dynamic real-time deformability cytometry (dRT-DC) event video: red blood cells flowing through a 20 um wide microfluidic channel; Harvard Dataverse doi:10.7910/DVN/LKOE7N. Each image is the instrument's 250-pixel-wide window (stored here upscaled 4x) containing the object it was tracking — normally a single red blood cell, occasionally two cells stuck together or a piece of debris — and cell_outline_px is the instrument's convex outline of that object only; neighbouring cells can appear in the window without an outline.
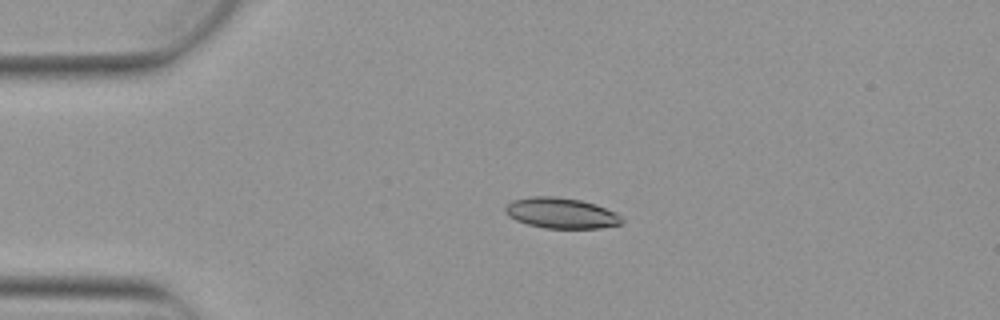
{"species": "Egyptian fruit bat (a non-hibernating species)", "species_latin": "Rousettus aegyptiacus", "temperature_condition": "warm", "stored_images_in_passage": 4, "camera_frame_rate_fps": 3000, "um_per_image_px": 0.085, "animal": {"sex": "female"}, "frame": {"image": 1, "passage_image": 3, "time_ms": 0.667, "image_size_px": [1000, 320], "cell_outline_px": [[624, 220], [620, 224], [600, 228], [544, 228], [528, 224], [516, 220], [508, 216], [504, 212], [504, 208], [512, 200], [532, 196], [556, 196], [580, 200], [596, 204], [616, 212]], "centroid_in_image_um": [47.69, 18.11], "position_along_channel_um": 37.3, "area_um2": 20.87}}